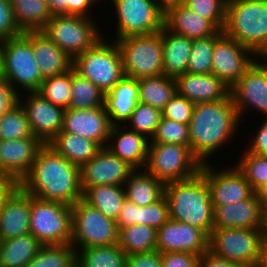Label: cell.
Masks as SVG:
<instances>
[{"instance_id":"obj_1","label":"cell","mask_w":267,"mask_h":267,"mask_svg":"<svg viewBox=\"0 0 267 267\" xmlns=\"http://www.w3.org/2000/svg\"><path fill=\"white\" fill-rule=\"evenodd\" d=\"M19 186L33 197L72 206L83 198L80 167L44 145Z\"/></svg>"},{"instance_id":"obj_2","label":"cell","mask_w":267,"mask_h":267,"mask_svg":"<svg viewBox=\"0 0 267 267\" xmlns=\"http://www.w3.org/2000/svg\"><path fill=\"white\" fill-rule=\"evenodd\" d=\"M241 123L230 95L217 102L195 104L188 125L191 152L202 164L211 163L212 155L237 139Z\"/></svg>"},{"instance_id":"obj_3","label":"cell","mask_w":267,"mask_h":267,"mask_svg":"<svg viewBox=\"0 0 267 267\" xmlns=\"http://www.w3.org/2000/svg\"><path fill=\"white\" fill-rule=\"evenodd\" d=\"M164 196L169 219L197 227L210 236L214 207L205 177L200 172L190 179L166 183Z\"/></svg>"},{"instance_id":"obj_4","label":"cell","mask_w":267,"mask_h":267,"mask_svg":"<svg viewBox=\"0 0 267 267\" xmlns=\"http://www.w3.org/2000/svg\"><path fill=\"white\" fill-rule=\"evenodd\" d=\"M223 32L258 57H267V0H228Z\"/></svg>"},{"instance_id":"obj_5","label":"cell","mask_w":267,"mask_h":267,"mask_svg":"<svg viewBox=\"0 0 267 267\" xmlns=\"http://www.w3.org/2000/svg\"><path fill=\"white\" fill-rule=\"evenodd\" d=\"M267 247V228H214L209 251L219 258L244 267H259Z\"/></svg>"},{"instance_id":"obj_6","label":"cell","mask_w":267,"mask_h":267,"mask_svg":"<svg viewBox=\"0 0 267 267\" xmlns=\"http://www.w3.org/2000/svg\"><path fill=\"white\" fill-rule=\"evenodd\" d=\"M0 74L18 94L40 88L44 79L29 42V31L1 41Z\"/></svg>"},{"instance_id":"obj_7","label":"cell","mask_w":267,"mask_h":267,"mask_svg":"<svg viewBox=\"0 0 267 267\" xmlns=\"http://www.w3.org/2000/svg\"><path fill=\"white\" fill-rule=\"evenodd\" d=\"M110 40L103 37L92 48L76 56L72 65L104 94L125 76L120 48L115 40Z\"/></svg>"},{"instance_id":"obj_8","label":"cell","mask_w":267,"mask_h":267,"mask_svg":"<svg viewBox=\"0 0 267 267\" xmlns=\"http://www.w3.org/2000/svg\"><path fill=\"white\" fill-rule=\"evenodd\" d=\"M96 17L54 15L42 32L73 60L104 37Z\"/></svg>"},{"instance_id":"obj_9","label":"cell","mask_w":267,"mask_h":267,"mask_svg":"<svg viewBox=\"0 0 267 267\" xmlns=\"http://www.w3.org/2000/svg\"><path fill=\"white\" fill-rule=\"evenodd\" d=\"M112 3V4H111ZM163 0H110L116 19L112 40L159 32L164 20Z\"/></svg>"},{"instance_id":"obj_10","label":"cell","mask_w":267,"mask_h":267,"mask_svg":"<svg viewBox=\"0 0 267 267\" xmlns=\"http://www.w3.org/2000/svg\"><path fill=\"white\" fill-rule=\"evenodd\" d=\"M201 166L190 146L150 142L144 170L166 184L196 176Z\"/></svg>"},{"instance_id":"obj_11","label":"cell","mask_w":267,"mask_h":267,"mask_svg":"<svg viewBox=\"0 0 267 267\" xmlns=\"http://www.w3.org/2000/svg\"><path fill=\"white\" fill-rule=\"evenodd\" d=\"M121 51L124 75L139 79L163 74L161 33L129 36L115 41Z\"/></svg>"},{"instance_id":"obj_12","label":"cell","mask_w":267,"mask_h":267,"mask_svg":"<svg viewBox=\"0 0 267 267\" xmlns=\"http://www.w3.org/2000/svg\"><path fill=\"white\" fill-rule=\"evenodd\" d=\"M71 221L70 205L31 196L30 233L43 245L70 244Z\"/></svg>"},{"instance_id":"obj_13","label":"cell","mask_w":267,"mask_h":267,"mask_svg":"<svg viewBox=\"0 0 267 267\" xmlns=\"http://www.w3.org/2000/svg\"><path fill=\"white\" fill-rule=\"evenodd\" d=\"M71 208L72 239L70 244L75 251L86 247L118 243L119 231L115 220L104 216L83 198L73 204Z\"/></svg>"},{"instance_id":"obj_14","label":"cell","mask_w":267,"mask_h":267,"mask_svg":"<svg viewBox=\"0 0 267 267\" xmlns=\"http://www.w3.org/2000/svg\"><path fill=\"white\" fill-rule=\"evenodd\" d=\"M229 95L240 121L254 110L260 113L259 118L267 116V57L257 58L230 87Z\"/></svg>"},{"instance_id":"obj_15","label":"cell","mask_w":267,"mask_h":267,"mask_svg":"<svg viewBox=\"0 0 267 267\" xmlns=\"http://www.w3.org/2000/svg\"><path fill=\"white\" fill-rule=\"evenodd\" d=\"M213 166V163H205L200 169L210 190L213 207L235 204L249 198L254 193L251 185L236 165H227V167L219 169L217 166Z\"/></svg>"},{"instance_id":"obj_16","label":"cell","mask_w":267,"mask_h":267,"mask_svg":"<svg viewBox=\"0 0 267 267\" xmlns=\"http://www.w3.org/2000/svg\"><path fill=\"white\" fill-rule=\"evenodd\" d=\"M23 94L18 95V103L25 111L33 135L47 145L63 129L65 109L44 99L36 91Z\"/></svg>"},{"instance_id":"obj_17","label":"cell","mask_w":267,"mask_h":267,"mask_svg":"<svg viewBox=\"0 0 267 267\" xmlns=\"http://www.w3.org/2000/svg\"><path fill=\"white\" fill-rule=\"evenodd\" d=\"M257 58L251 49L223 33L214 44L212 73L230 88Z\"/></svg>"},{"instance_id":"obj_18","label":"cell","mask_w":267,"mask_h":267,"mask_svg":"<svg viewBox=\"0 0 267 267\" xmlns=\"http://www.w3.org/2000/svg\"><path fill=\"white\" fill-rule=\"evenodd\" d=\"M135 171L128 163L114 155L107 147L80 167L81 188L83 193L98 185L123 186Z\"/></svg>"},{"instance_id":"obj_19","label":"cell","mask_w":267,"mask_h":267,"mask_svg":"<svg viewBox=\"0 0 267 267\" xmlns=\"http://www.w3.org/2000/svg\"><path fill=\"white\" fill-rule=\"evenodd\" d=\"M157 251L187 252L197 256L209 251V236L201 229L169 219L157 230Z\"/></svg>"},{"instance_id":"obj_20","label":"cell","mask_w":267,"mask_h":267,"mask_svg":"<svg viewBox=\"0 0 267 267\" xmlns=\"http://www.w3.org/2000/svg\"><path fill=\"white\" fill-rule=\"evenodd\" d=\"M214 228H267V211L254 192L243 201L214 207Z\"/></svg>"},{"instance_id":"obj_21","label":"cell","mask_w":267,"mask_h":267,"mask_svg":"<svg viewBox=\"0 0 267 267\" xmlns=\"http://www.w3.org/2000/svg\"><path fill=\"white\" fill-rule=\"evenodd\" d=\"M112 124L105 106L93 109H65L62 131L95 141L106 147Z\"/></svg>"},{"instance_id":"obj_22","label":"cell","mask_w":267,"mask_h":267,"mask_svg":"<svg viewBox=\"0 0 267 267\" xmlns=\"http://www.w3.org/2000/svg\"><path fill=\"white\" fill-rule=\"evenodd\" d=\"M43 146L36 137L0 139V173L19 183L30 171Z\"/></svg>"},{"instance_id":"obj_23","label":"cell","mask_w":267,"mask_h":267,"mask_svg":"<svg viewBox=\"0 0 267 267\" xmlns=\"http://www.w3.org/2000/svg\"><path fill=\"white\" fill-rule=\"evenodd\" d=\"M163 26L191 39L210 37L218 31L209 20L198 16L180 0L165 1Z\"/></svg>"},{"instance_id":"obj_24","label":"cell","mask_w":267,"mask_h":267,"mask_svg":"<svg viewBox=\"0 0 267 267\" xmlns=\"http://www.w3.org/2000/svg\"><path fill=\"white\" fill-rule=\"evenodd\" d=\"M150 140L126 125H112L107 148L135 170H144Z\"/></svg>"},{"instance_id":"obj_25","label":"cell","mask_w":267,"mask_h":267,"mask_svg":"<svg viewBox=\"0 0 267 267\" xmlns=\"http://www.w3.org/2000/svg\"><path fill=\"white\" fill-rule=\"evenodd\" d=\"M31 195L18 186L0 209V241L30 233Z\"/></svg>"},{"instance_id":"obj_26","label":"cell","mask_w":267,"mask_h":267,"mask_svg":"<svg viewBox=\"0 0 267 267\" xmlns=\"http://www.w3.org/2000/svg\"><path fill=\"white\" fill-rule=\"evenodd\" d=\"M177 93L194 104L224 100L229 96L230 88L216 75L184 73L176 78Z\"/></svg>"},{"instance_id":"obj_27","label":"cell","mask_w":267,"mask_h":267,"mask_svg":"<svg viewBox=\"0 0 267 267\" xmlns=\"http://www.w3.org/2000/svg\"><path fill=\"white\" fill-rule=\"evenodd\" d=\"M29 42L43 79L61 75L72 68L73 60L42 31H29Z\"/></svg>"},{"instance_id":"obj_28","label":"cell","mask_w":267,"mask_h":267,"mask_svg":"<svg viewBox=\"0 0 267 267\" xmlns=\"http://www.w3.org/2000/svg\"><path fill=\"white\" fill-rule=\"evenodd\" d=\"M139 102L138 79L124 76L105 93L104 106L112 125H125Z\"/></svg>"},{"instance_id":"obj_29","label":"cell","mask_w":267,"mask_h":267,"mask_svg":"<svg viewBox=\"0 0 267 267\" xmlns=\"http://www.w3.org/2000/svg\"><path fill=\"white\" fill-rule=\"evenodd\" d=\"M163 42V74L176 78L187 72L193 39L168 31H160Z\"/></svg>"},{"instance_id":"obj_30","label":"cell","mask_w":267,"mask_h":267,"mask_svg":"<svg viewBox=\"0 0 267 267\" xmlns=\"http://www.w3.org/2000/svg\"><path fill=\"white\" fill-rule=\"evenodd\" d=\"M126 198L139 207H145L161 200L165 194V183L145 170H135L126 180Z\"/></svg>"},{"instance_id":"obj_31","label":"cell","mask_w":267,"mask_h":267,"mask_svg":"<svg viewBox=\"0 0 267 267\" xmlns=\"http://www.w3.org/2000/svg\"><path fill=\"white\" fill-rule=\"evenodd\" d=\"M48 145L79 167L89 162L101 149L95 141L62 130Z\"/></svg>"},{"instance_id":"obj_32","label":"cell","mask_w":267,"mask_h":267,"mask_svg":"<svg viewBox=\"0 0 267 267\" xmlns=\"http://www.w3.org/2000/svg\"><path fill=\"white\" fill-rule=\"evenodd\" d=\"M42 246L31 233L0 241V267H27Z\"/></svg>"},{"instance_id":"obj_33","label":"cell","mask_w":267,"mask_h":267,"mask_svg":"<svg viewBox=\"0 0 267 267\" xmlns=\"http://www.w3.org/2000/svg\"><path fill=\"white\" fill-rule=\"evenodd\" d=\"M10 4L22 32L42 31L52 18L45 0H10Z\"/></svg>"},{"instance_id":"obj_34","label":"cell","mask_w":267,"mask_h":267,"mask_svg":"<svg viewBox=\"0 0 267 267\" xmlns=\"http://www.w3.org/2000/svg\"><path fill=\"white\" fill-rule=\"evenodd\" d=\"M139 102L163 111L167 102L177 92L176 80L165 74L138 79Z\"/></svg>"},{"instance_id":"obj_35","label":"cell","mask_w":267,"mask_h":267,"mask_svg":"<svg viewBox=\"0 0 267 267\" xmlns=\"http://www.w3.org/2000/svg\"><path fill=\"white\" fill-rule=\"evenodd\" d=\"M83 199L96 207L104 216L117 220L126 199L125 187L118 185H98L89 187L83 193Z\"/></svg>"},{"instance_id":"obj_36","label":"cell","mask_w":267,"mask_h":267,"mask_svg":"<svg viewBox=\"0 0 267 267\" xmlns=\"http://www.w3.org/2000/svg\"><path fill=\"white\" fill-rule=\"evenodd\" d=\"M78 267H126L127 254L119 246H96L81 248L76 251Z\"/></svg>"},{"instance_id":"obj_37","label":"cell","mask_w":267,"mask_h":267,"mask_svg":"<svg viewBox=\"0 0 267 267\" xmlns=\"http://www.w3.org/2000/svg\"><path fill=\"white\" fill-rule=\"evenodd\" d=\"M118 244L126 254L152 252L157 249V230L144 224L121 228Z\"/></svg>"},{"instance_id":"obj_38","label":"cell","mask_w":267,"mask_h":267,"mask_svg":"<svg viewBox=\"0 0 267 267\" xmlns=\"http://www.w3.org/2000/svg\"><path fill=\"white\" fill-rule=\"evenodd\" d=\"M105 94L90 80L71 68L70 109H93L104 106Z\"/></svg>"},{"instance_id":"obj_39","label":"cell","mask_w":267,"mask_h":267,"mask_svg":"<svg viewBox=\"0 0 267 267\" xmlns=\"http://www.w3.org/2000/svg\"><path fill=\"white\" fill-rule=\"evenodd\" d=\"M223 33V31L218 30L210 37L193 39L187 64L188 73L199 75L212 73L214 44Z\"/></svg>"},{"instance_id":"obj_40","label":"cell","mask_w":267,"mask_h":267,"mask_svg":"<svg viewBox=\"0 0 267 267\" xmlns=\"http://www.w3.org/2000/svg\"><path fill=\"white\" fill-rule=\"evenodd\" d=\"M76 251L71 244L43 245L27 267H72Z\"/></svg>"},{"instance_id":"obj_41","label":"cell","mask_w":267,"mask_h":267,"mask_svg":"<svg viewBox=\"0 0 267 267\" xmlns=\"http://www.w3.org/2000/svg\"><path fill=\"white\" fill-rule=\"evenodd\" d=\"M35 137L24 109L19 103L0 117V139Z\"/></svg>"},{"instance_id":"obj_42","label":"cell","mask_w":267,"mask_h":267,"mask_svg":"<svg viewBox=\"0 0 267 267\" xmlns=\"http://www.w3.org/2000/svg\"><path fill=\"white\" fill-rule=\"evenodd\" d=\"M36 92L54 105L68 109L71 99V69L61 75L45 78Z\"/></svg>"},{"instance_id":"obj_43","label":"cell","mask_w":267,"mask_h":267,"mask_svg":"<svg viewBox=\"0 0 267 267\" xmlns=\"http://www.w3.org/2000/svg\"><path fill=\"white\" fill-rule=\"evenodd\" d=\"M234 164L243 173L245 179L256 192L267 182V156H260L246 148Z\"/></svg>"},{"instance_id":"obj_44","label":"cell","mask_w":267,"mask_h":267,"mask_svg":"<svg viewBox=\"0 0 267 267\" xmlns=\"http://www.w3.org/2000/svg\"><path fill=\"white\" fill-rule=\"evenodd\" d=\"M162 112L154 107L138 102L131 118L126 122V126L146 136L149 140L154 136L157 126L160 123ZM128 124V125H127Z\"/></svg>"},{"instance_id":"obj_45","label":"cell","mask_w":267,"mask_h":267,"mask_svg":"<svg viewBox=\"0 0 267 267\" xmlns=\"http://www.w3.org/2000/svg\"><path fill=\"white\" fill-rule=\"evenodd\" d=\"M198 16L209 20L219 31L224 30L228 0H180Z\"/></svg>"},{"instance_id":"obj_46","label":"cell","mask_w":267,"mask_h":267,"mask_svg":"<svg viewBox=\"0 0 267 267\" xmlns=\"http://www.w3.org/2000/svg\"><path fill=\"white\" fill-rule=\"evenodd\" d=\"M150 142L190 146L189 126L161 117L160 123Z\"/></svg>"},{"instance_id":"obj_47","label":"cell","mask_w":267,"mask_h":267,"mask_svg":"<svg viewBox=\"0 0 267 267\" xmlns=\"http://www.w3.org/2000/svg\"><path fill=\"white\" fill-rule=\"evenodd\" d=\"M194 105L193 102L176 92L165 105L162 111V117L189 125Z\"/></svg>"},{"instance_id":"obj_48","label":"cell","mask_w":267,"mask_h":267,"mask_svg":"<svg viewBox=\"0 0 267 267\" xmlns=\"http://www.w3.org/2000/svg\"><path fill=\"white\" fill-rule=\"evenodd\" d=\"M169 220L168 203L165 196L145 207H139V224L151 226L158 230Z\"/></svg>"},{"instance_id":"obj_49","label":"cell","mask_w":267,"mask_h":267,"mask_svg":"<svg viewBox=\"0 0 267 267\" xmlns=\"http://www.w3.org/2000/svg\"><path fill=\"white\" fill-rule=\"evenodd\" d=\"M22 33L14 18L10 0H0V41Z\"/></svg>"},{"instance_id":"obj_50","label":"cell","mask_w":267,"mask_h":267,"mask_svg":"<svg viewBox=\"0 0 267 267\" xmlns=\"http://www.w3.org/2000/svg\"><path fill=\"white\" fill-rule=\"evenodd\" d=\"M199 256L187 252L162 253V267H198Z\"/></svg>"},{"instance_id":"obj_51","label":"cell","mask_w":267,"mask_h":267,"mask_svg":"<svg viewBox=\"0 0 267 267\" xmlns=\"http://www.w3.org/2000/svg\"><path fill=\"white\" fill-rule=\"evenodd\" d=\"M263 119V120H262ZM261 119L260 127H255V134L249 135L252 136L251 139L248 140V145L246 149L254 154L260 155V156H267V116Z\"/></svg>"},{"instance_id":"obj_52","label":"cell","mask_w":267,"mask_h":267,"mask_svg":"<svg viewBox=\"0 0 267 267\" xmlns=\"http://www.w3.org/2000/svg\"><path fill=\"white\" fill-rule=\"evenodd\" d=\"M126 267H162V254L157 250L128 254Z\"/></svg>"},{"instance_id":"obj_53","label":"cell","mask_w":267,"mask_h":267,"mask_svg":"<svg viewBox=\"0 0 267 267\" xmlns=\"http://www.w3.org/2000/svg\"><path fill=\"white\" fill-rule=\"evenodd\" d=\"M116 224L118 231L121 228L139 224V206L126 198L118 214Z\"/></svg>"},{"instance_id":"obj_54","label":"cell","mask_w":267,"mask_h":267,"mask_svg":"<svg viewBox=\"0 0 267 267\" xmlns=\"http://www.w3.org/2000/svg\"><path fill=\"white\" fill-rule=\"evenodd\" d=\"M18 95L6 78L0 74V117L18 103Z\"/></svg>"},{"instance_id":"obj_55","label":"cell","mask_w":267,"mask_h":267,"mask_svg":"<svg viewBox=\"0 0 267 267\" xmlns=\"http://www.w3.org/2000/svg\"><path fill=\"white\" fill-rule=\"evenodd\" d=\"M93 8V9H92ZM95 7L88 0H67V15L94 18Z\"/></svg>"},{"instance_id":"obj_56","label":"cell","mask_w":267,"mask_h":267,"mask_svg":"<svg viewBox=\"0 0 267 267\" xmlns=\"http://www.w3.org/2000/svg\"><path fill=\"white\" fill-rule=\"evenodd\" d=\"M198 267H244V266L214 256L210 251H208L199 256Z\"/></svg>"},{"instance_id":"obj_57","label":"cell","mask_w":267,"mask_h":267,"mask_svg":"<svg viewBox=\"0 0 267 267\" xmlns=\"http://www.w3.org/2000/svg\"><path fill=\"white\" fill-rule=\"evenodd\" d=\"M18 186L19 183L15 179L0 173V209L4 204V201Z\"/></svg>"},{"instance_id":"obj_58","label":"cell","mask_w":267,"mask_h":267,"mask_svg":"<svg viewBox=\"0 0 267 267\" xmlns=\"http://www.w3.org/2000/svg\"><path fill=\"white\" fill-rule=\"evenodd\" d=\"M48 8L54 15H67V0H45Z\"/></svg>"},{"instance_id":"obj_59","label":"cell","mask_w":267,"mask_h":267,"mask_svg":"<svg viewBox=\"0 0 267 267\" xmlns=\"http://www.w3.org/2000/svg\"><path fill=\"white\" fill-rule=\"evenodd\" d=\"M262 207L267 211V182L262 185L256 192Z\"/></svg>"},{"instance_id":"obj_60","label":"cell","mask_w":267,"mask_h":267,"mask_svg":"<svg viewBox=\"0 0 267 267\" xmlns=\"http://www.w3.org/2000/svg\"><path fill=\"white\" fill-rule=\"evenodd\" d=\"M259 267H267V247L264 251V254H263V257H262V260H261V264Z\"/></svg>"},{"instance_id":"obj_61","label":"cell","mask_w":267,"mask_h":267,"mask_svg":"<svg viewBox=\"0 0 267 267\" xmlns=\"http://www.w3.org/2000/svg\"><path fill=\"white\" fill-rule=\"evenodd\" d=\"M95 8H97L96 7V4H97V6H99L100 5V0H88ZM102 1H105V0H101V5H102V3H104V2H102ZM106 1H108V2H110V0H106ZM99 4V5H98Z\"/></svg>"},{"instance_id":"obj_62","label":"cell","mask_w":267,"mask_h":267,"mask_svg":"<svg viewBox=\"0 0 267 267\" xmlns=\"http://www.w3.org/2000/svg\"><path fill=\"white\" fill-rule=\"evenodd\" d=\"M0 59H1V41H0Z\"/></svg>"},{"instance_id":"obj_63","label":"cell","mask_w":267,"mask_h":267,"mask_svg":"<svg viewBox=\"0 0 267 267\" xmlns=\"http://www.w3.org/2000/svg\"><path fill=\"white\" fill-rule=\"evenodd\" d=\"M72 267H78L77 263H75Z\"/></svg>"}]
</instances>
